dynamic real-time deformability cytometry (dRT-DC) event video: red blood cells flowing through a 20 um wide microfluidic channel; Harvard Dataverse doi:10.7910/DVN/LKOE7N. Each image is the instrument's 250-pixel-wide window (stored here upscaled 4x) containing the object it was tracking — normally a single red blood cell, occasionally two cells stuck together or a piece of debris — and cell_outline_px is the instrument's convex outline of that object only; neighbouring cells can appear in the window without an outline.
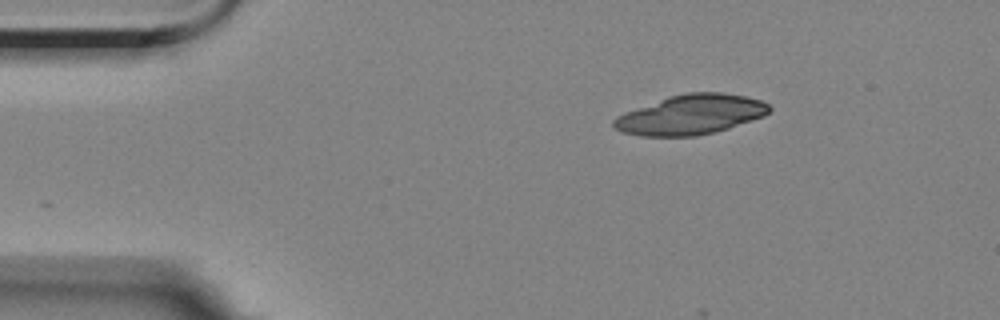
{"species": "Egyptian fruit bat (a non-hibernating species)", "species_latin": "Rousettus aegyptiacus", "temperature_condition": "room temperature", "stored_images_in_passage": 6, "camera_frame_rate_fps": 3000, "um_per_image_px": 0.085, "animal": {"sex": "female"}, "frame": {"image": 1, "passage_image": 1, "time_ms": 0.0, "image_size_px": [1000, 320], "cell_outline_px": [[772, 108], [764, 116], [728, 128], [696, 136], [640, 136], [624, 132], [616, 128], [612, 124], [612, 120], [616, 116], [668, 96], [688, 92], [720, 92], [744, 96], [760, 100], [768, 104]], "centroid_in_image_um": [58.71, 9.74], "position_along_channel_um": 26.3, "area_um2": 35.72}}